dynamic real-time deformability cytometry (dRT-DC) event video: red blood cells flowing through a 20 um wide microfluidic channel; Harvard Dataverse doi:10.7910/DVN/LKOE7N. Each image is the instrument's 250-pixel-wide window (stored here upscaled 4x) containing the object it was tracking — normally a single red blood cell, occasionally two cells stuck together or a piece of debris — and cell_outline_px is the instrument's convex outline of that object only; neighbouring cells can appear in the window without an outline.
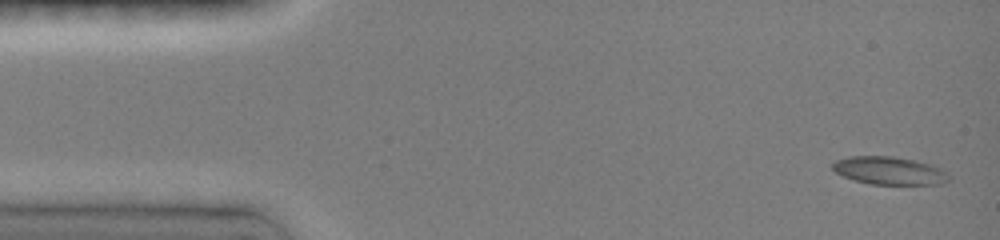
{"species": "common noctule bat (a hibernating species)", "species_latin": "Nyctalus noctula", "temperature_condition": "room temperature", "stored_images_in_passage": 10, "camera_frame_rate_fps": 3000, "um_per_image_px": 0.085, "animal": {"sex": "female", "body_mass_g": 19.0, "forearm_length_mm": 51.5}, "frame": {"image": 1, "passage_image": 1, "time_ms": 0.0, "image_size_px": [1000, 240], "cell_outline_px": [[952, 180], [944, 184], [868, 184], [844, 176], [836, 172], [832, 168], [832, 164], [836, 160], [848, 156], [892, 156], [912, 160], [928, 164], [940, 168], [948, 172]], "centroid_in_image_um": [75.63, 14.51], "position_along_channel_um": 9.4, "area_um2": 18.9}}
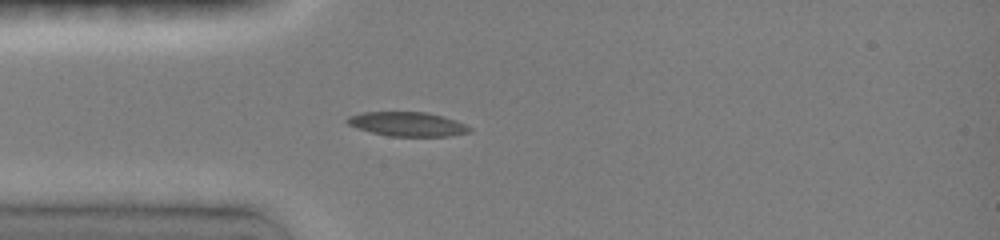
{"frame": {"image": 2, "passage_image": 8, "time_ms": 3.667, "image_size_px": [1000, 240], "cell_outline_px": [[472, 132], [448, 136], [388, 136], [356, 128], [348, 124], [344, 120], [348, 116], [364, 112], [428, 112], [444, 116], [456, 120], [472, 128]], "centroid_in_image_um": [34.64, 10.54], "position_along_channel_um": 50.4, "area_um2": 17.4}}